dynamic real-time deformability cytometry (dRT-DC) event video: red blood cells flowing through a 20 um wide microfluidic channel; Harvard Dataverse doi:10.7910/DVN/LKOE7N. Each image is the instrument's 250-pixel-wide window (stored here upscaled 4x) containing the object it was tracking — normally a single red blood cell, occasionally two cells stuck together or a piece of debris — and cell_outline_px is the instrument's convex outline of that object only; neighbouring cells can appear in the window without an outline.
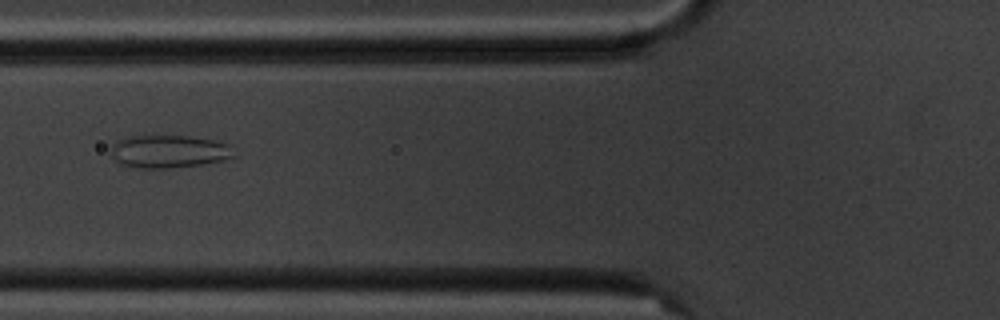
{"species": "common noctule bat (a hibernating species)", "species_latin": "Nyctalus noctula", "temperature_condition": "cold", "stored_images_in_passage": 3, "camera_frame_rate_fps": 3000, "um_per_image_px": 0.085, "animal": {"sex": "male", "body_mass_g": 20.1, "forearm_length_mm": 53.5}, "frame": {"image": 1, "passage_image": 2, "time_ms": 1.0, "image_size_px": [1000, 320], "cell_outline_px": [[236, 156], [220, 160], [200, 164], [168, 168], [136, 168], [120, 164], [108, 152], [112, 144], [116, 140], [128, 136], [152, 132], [188, 136], [212, 140], [228, 144]], "centroid_in_image_um": [14.23, 12.82], "position_along_channel_um": 111.6, "area_um2": 24.33}}